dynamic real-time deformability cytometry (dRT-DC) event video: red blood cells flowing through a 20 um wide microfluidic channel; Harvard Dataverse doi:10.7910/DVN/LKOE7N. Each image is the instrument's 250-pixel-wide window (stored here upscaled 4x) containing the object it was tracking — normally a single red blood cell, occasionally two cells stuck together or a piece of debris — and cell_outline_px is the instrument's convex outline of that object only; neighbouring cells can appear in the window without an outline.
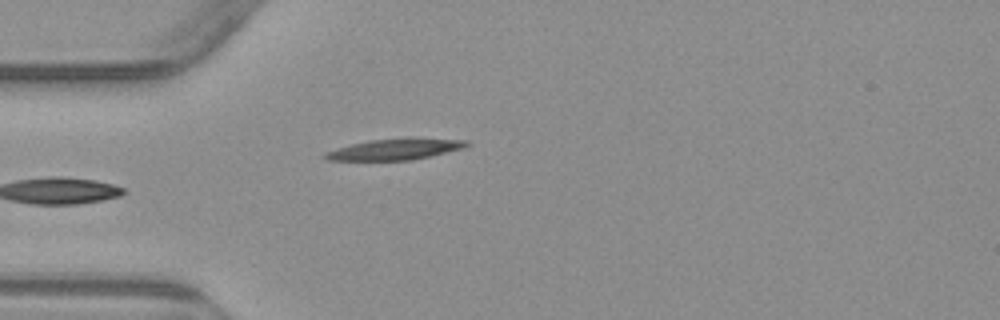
{"species": "common noctule bat (a hibernating species)", "species_latin": "Nyctalus noctula", "temperature_condition": "warm", "stored_images_in_passage": 4, "camera_frame_rate_fps": 3000, "um_per_image_px": 0.085, "animal": {"sex": "male", "body_mass_g": 23.1, "forearm_length_mm": 52.7}, "frame": {"image": 1, "passage_image": 4, "time_ms": 3.667, "image_size_px": [1000, 320], "cell_outline_px": [[472, 144], [464, 148], [412, 160], [328, 160], [320, 156], [324, 152], [336, 148], [368, 140], [412, 136], [468, 140]], "centroid_in_image_um": [33.63, 12.65], "position_along_channel_um": 51.4, "area_um2": 17.98}}